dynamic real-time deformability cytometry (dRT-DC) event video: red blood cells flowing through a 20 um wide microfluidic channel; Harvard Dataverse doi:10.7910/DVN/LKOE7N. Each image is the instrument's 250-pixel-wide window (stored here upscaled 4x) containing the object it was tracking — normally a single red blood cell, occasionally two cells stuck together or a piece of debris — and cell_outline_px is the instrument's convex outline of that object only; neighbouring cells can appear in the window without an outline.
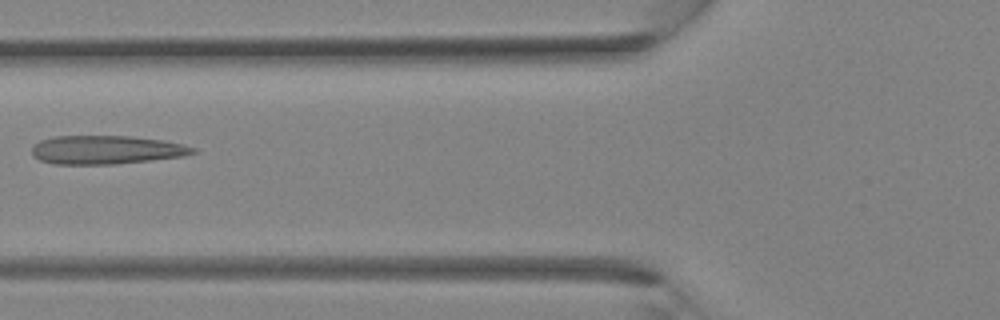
{"species": "Egyptian fruit bat (a non-hibernating species)", "species_latin": "Rousettus aegyptiacus", "temperature_condition": "room temperature", "stored_images_in_passage": 35, "camera_frame_rate_fps": 3000, "um_per_image_px": 0.085, "animal": {"sex": "female"}, "frame": {"image": 1, "passage_image": 14, "time_ms": 4.333, "image_size_px": [1000, 320], "cell_outline_px": [[200, 152], [184, 156], [152, 160], [116, 164], [52, 164], [40, 160], [32, 156], [32, 148], [40, 140], [56, 136], [128, 136], [164, 140], [184, 144], [196, 148]], "centroid_in_image_um": [9.08, 12.74], "position_along_channel_um": 116.7, "area_um2": 27.05}}
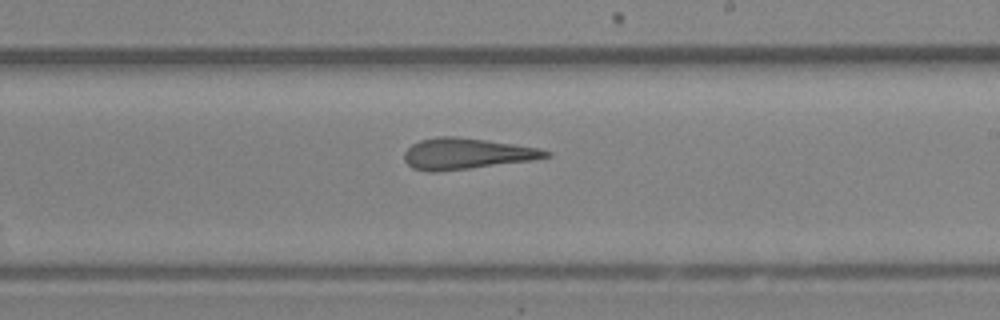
{"frame": {"image": 2, "passage_image": 21, "time_ms": 6.667, "image_size_px": [1000, 320], "cell_outline_px": [[552, 156], [532, 160], [436, 172], [428, 172], [412, 168], [404, 160], [404, 152], [412, 144], [420, 140], [436, 136], [456, 136], [540, 148], [552, 152]], "centroid_in_image_um": [39.63, 13.06], "position_along_channel_um": 249.4, "area_um2": 25.49}}
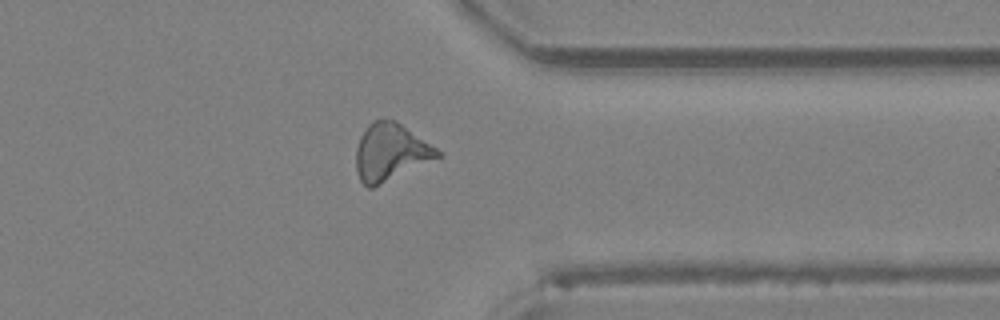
{"frame": {"image": 3, "passage_image": 28, "time_ms": 9.0, "image_size_px": [1000, 320], "cell_outline_px": [[444, 156], [372, 188], [368, 188], [360, 180], [356, 172], [356, 148], [360, 136], [368, 124], [372, 120], [384, 116], [396, 120], [444, 152]], "centroid_in_image_um": [33.22, 12.9], "position_along_channel_um": 378.2, "area_um2": 27.86}}